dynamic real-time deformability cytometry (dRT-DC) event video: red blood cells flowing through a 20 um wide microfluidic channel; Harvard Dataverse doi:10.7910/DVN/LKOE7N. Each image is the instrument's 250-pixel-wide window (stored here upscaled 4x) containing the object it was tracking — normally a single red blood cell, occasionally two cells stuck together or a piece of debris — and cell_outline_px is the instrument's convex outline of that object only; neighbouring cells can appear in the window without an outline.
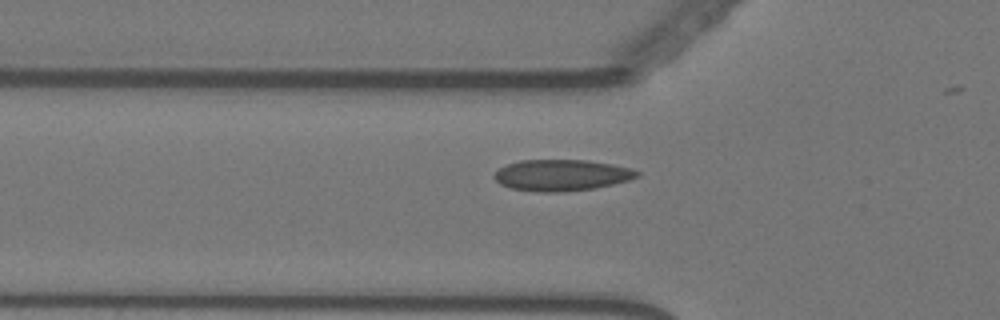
{"species": "Egyptian fruit bat (a non-hibernating species)", "species_latin": "Rousettus aegyptiacus", "temperature_condition": "warm", "stored_images_in_passage": 18, "camera_frame_rate_fps": 3000, "um_per_image_px": 0.085, "animal": {"sex": "female"}, "frame": {"image": 1, "passage_image": 12, "time_ms": 3.667, "image_size_px": [1000, 320], "cell_outline_px": [[640, 176], [628, 180], [596, 188], [564, 192], [536, 192], [512, 188], [500, 184], [492, 176], [500, 168], [508, 164], [520, 160], [588, 160], [612, 164], [632, 168], [640, 172]], "centroid_in_image_um": [47.76, 14.89], "position_along_channel_um": 78.0, "area_um2": 26.13}}
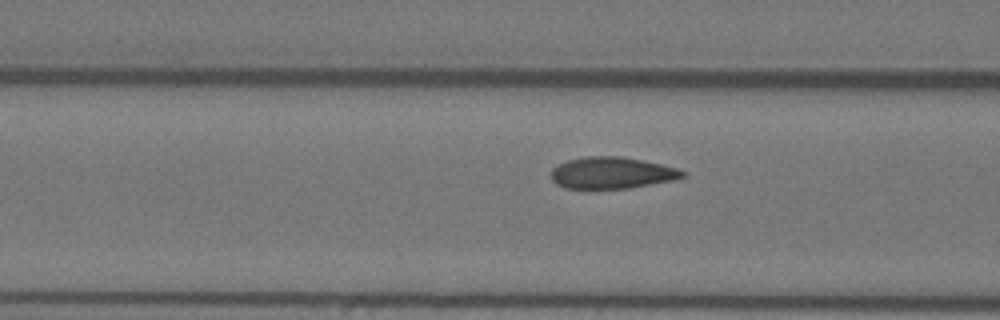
{"frame": {"image": 2, "passage_image": 15, "time_ms": 4.667, "image_size_px": [1000, 320], "cell_outline_px": [[684, 176], [672, 180], [628, 188], [564, 188], [556, 184], [552, 180], [552, 168], [568, 160], [584, 156], [620, 156], [680, 168], [684, 172]], "centroid_in_image_um": [51.98, 14.69], "position_along_channel_um": 114.6, "area_um2": 23.93}}